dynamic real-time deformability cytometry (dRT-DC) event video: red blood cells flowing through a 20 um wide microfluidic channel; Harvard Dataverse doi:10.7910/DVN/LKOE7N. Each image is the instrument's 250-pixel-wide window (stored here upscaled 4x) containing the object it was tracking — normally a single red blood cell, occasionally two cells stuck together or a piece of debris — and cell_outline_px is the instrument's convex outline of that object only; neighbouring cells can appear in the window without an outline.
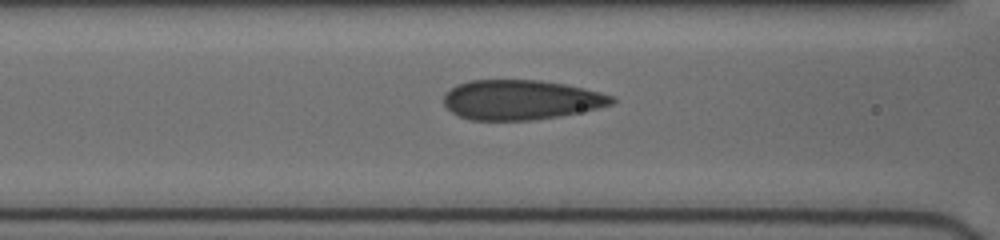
{"species": "human", "species_latin": "Homo sapiens", "temperature_condition": "cold", "stored_images_in_passage": 23, "camera_frame_rate_fps": 3000, "um_per_image_px": 0.085, "donor": {"sex": "female"}, "frame": {"image": 1, "passage_image": 6, "time_ms": 0.667, "image_size_px": [1000, 240], "cell_outline_px": [[616, 100], [612, 104], [596, 108], [560, 116], [532, 120], [468, 120], [452, 112], [444, 104], [444, 96], [456, 84], [468, 80], [540, 80], [564, 84], [584, 88], [600, 92], [612, 96]], "centroid_in_image_um": [44.26, 8.48], "position_along_channel_um": 122.3, "area_um2": 38.78}}
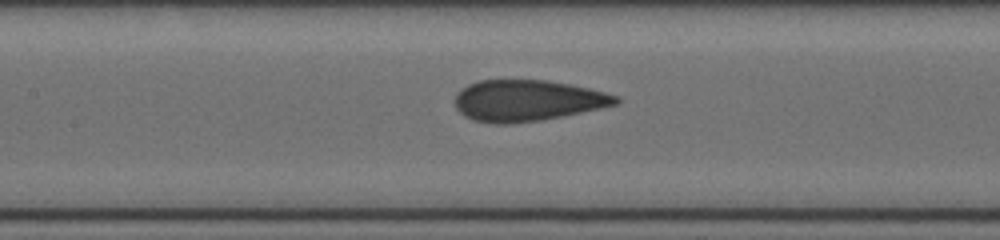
{"frame": {"image": 2, "passage_image": 13, "time_ms": 1.667, "image_size_px": [1000, 240], "cell_outline_px": [[620, 100], [616, 104], [600, 108], [564, 116], [540, 120], [508, 124], [496, 124], [472, 120], [464, 116], [456, 108], [456, 92], [460, 88], [468, 84], [480, 80], [544, 80], [568, 84], [588, 88], [620, 96]], "centroid_in_image_um": [44.8, 8.55], "position_along_channel_um": 162.6, "area_um2": 38.61}}
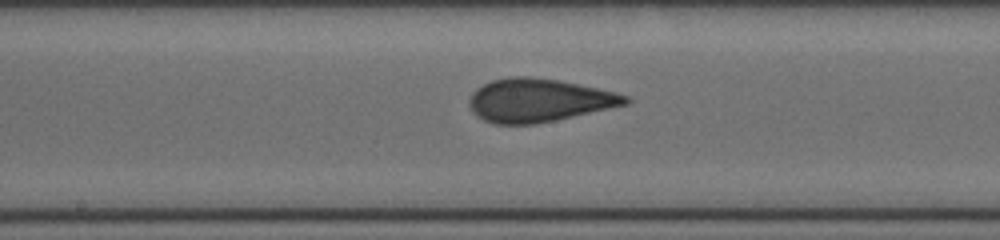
{"frame": {"image": 3, "passage_image": 19, "time_ms": 2.667, "image_size_px": [1000, 240], "cell_outline_px": [[632, 100], [628, 104], [556, 120], [532, 124], [496, 124], [484, 120], [476, 116], [468, 104], [468, 100], [472, 92], [476, 88], [492, 80], [508, 76], [528, 76], [560, 80], [616, 92], [628, 96]], "centroid_in_image_um": [45.78, 8.52], "position_along_channel_um": 202.4, "area_um2": 39.48}}